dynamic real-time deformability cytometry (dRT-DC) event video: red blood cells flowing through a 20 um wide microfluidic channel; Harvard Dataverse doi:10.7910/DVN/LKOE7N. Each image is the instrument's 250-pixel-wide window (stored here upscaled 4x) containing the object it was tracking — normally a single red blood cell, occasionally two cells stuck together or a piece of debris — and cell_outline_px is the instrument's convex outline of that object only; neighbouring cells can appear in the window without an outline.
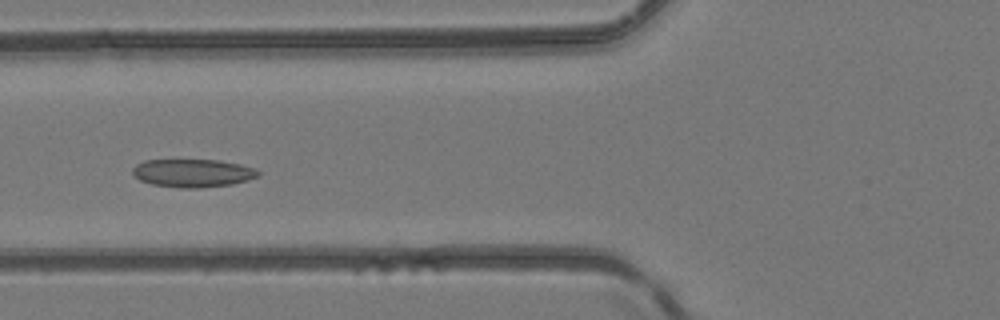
{"species": "common noctule bat (a hibernating species)", "species_latin": "Nyctalus noctula", "temperature_condition": "room temperature", "stored_images_in_passage": 5, "camera_frame_rate_fps": 3000, "um_per_image_px": 0.085, "animal": {"sex": "female", "body_mass_g": 24.6, "forearm_length_mm": 56.2}, "frame": {"image": 1, "passage_image": 5, "time_ms": 4.667, "image_size_px": [1000, 320], "cell_outline_px": [[260, 176], [248, 180], [232, 184], [200, 188], [180, 188], [152, 184], [140, 180], [132, 176], [132, 168], [136, 164], [144, 160], [220, 160], [240, 164], [256, 168], [260, 172]], "centroid_in_image_um": [16.39, 14.71], "position_along_channel_um": 109.4, "area_um2": 20.81}}